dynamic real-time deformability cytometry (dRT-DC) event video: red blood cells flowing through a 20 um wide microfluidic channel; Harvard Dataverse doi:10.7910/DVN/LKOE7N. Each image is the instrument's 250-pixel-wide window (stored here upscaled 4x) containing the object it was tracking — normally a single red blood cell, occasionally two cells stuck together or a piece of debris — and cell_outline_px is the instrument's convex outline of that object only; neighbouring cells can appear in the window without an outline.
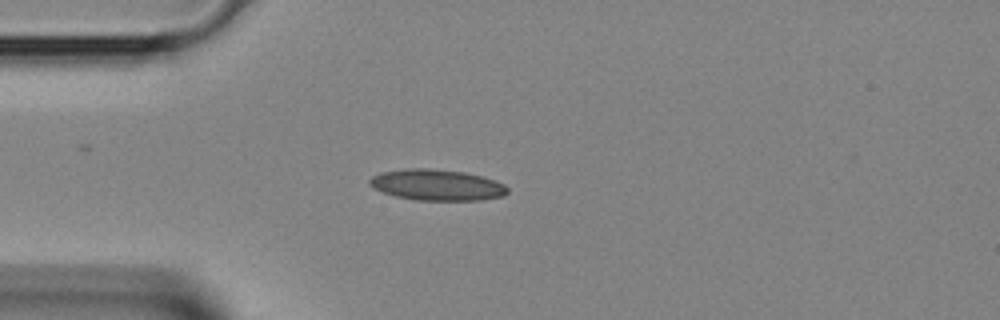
{"species": "Egyptian fruit bat (a non-hibernating species)", "species_latin": "Rousettus aegyptiacus", "temperature_condition": "room temperature", "stored_images_in_passage": 1, "camera_frame_rate_fps": 3000, "um_per_image_px": 0.085, "animal": {"sex": "female"}, "frame": {"image": 1, "passage_image": 1, "time_ms": 0.0, "image_size_px": [1000, 320], "cell_outline_px": [[508, 192], [504, 196], [480, 200], [416, 200], [396, 196], [372, 188], [368, 184], [368, 180], [372, 176], [380, 172], [408, 168], [428, 168], [464, 172], [480, 176], [504, 184], [508, 188]], "centroid_in_image_um": [37.1, 15.72], "position_along_channel_um": 47.9, "area_um2": 24.91}}